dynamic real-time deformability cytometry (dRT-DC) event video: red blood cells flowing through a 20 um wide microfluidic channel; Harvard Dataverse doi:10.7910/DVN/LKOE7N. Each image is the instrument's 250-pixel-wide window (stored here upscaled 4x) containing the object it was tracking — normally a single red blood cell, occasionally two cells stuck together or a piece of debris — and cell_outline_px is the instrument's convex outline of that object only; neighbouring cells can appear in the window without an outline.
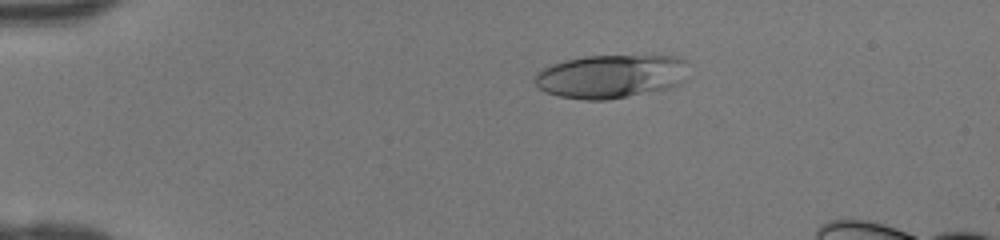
{"species": "human", "species_latin": "Homo sapiens", "temperature_condition": "room temperature", "stored_images_in_passage": 46, "camera_frame_rate_fps": 3000, "um_per_image_px": 0.085, "donor": {"sex": "female"}, "frame": {"image": 1, "passage_image": 10, "time_ms": 3.0, "image_size_px": [1000, 240], "cell_outline_px": [[688, 60], [684, 80], [680, 84], [672, 88], [628, 96], [604, 100], [584, 100], [560, 96], [544, 92], [536, 84], [536, 72], [552, 64], [564, 60], [584, 56], [680, 56]], "centroid_in_image_um": [51.96, 6.48], "position_along_channel_um": 33.0, "area_um2": 39.19}}
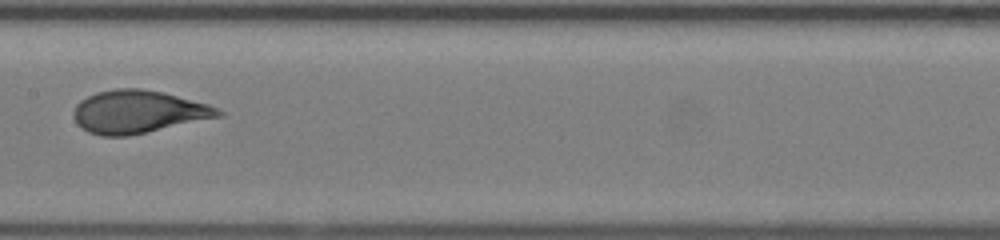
{"frame": {"image": 2, "passage_image": 25, "time_ms": 8.0, "image_size_px": [1000, 240], "cell_outline_px": [[224, 116], [128, 136], [100, 136], [88, 132], [76, 124], [72, 112], [76, 104], [80, 100], [96, 92], [116, 88], [140, 88], [164, 92], [208, 104], [224, 112]], "centroid_in_image_um": [11.73, 9.5], "position_along_channel_um": 195.7, "area_um2": 36.36}}
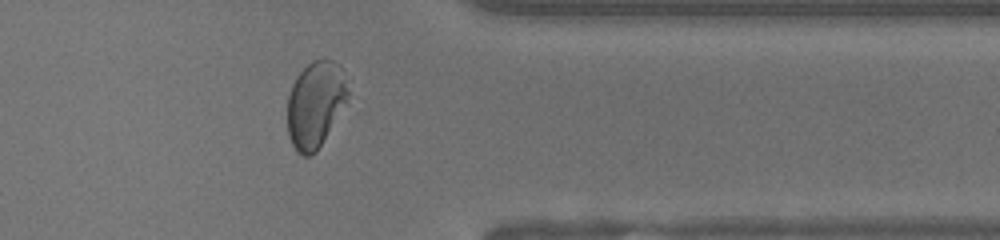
{"frame": {"image": 3, "passage_image": 38, "time_ms": 12.333, "image_size_px": [1000, 240], "cell_outline_px": [[352, 76], [348, 104], [316, 152], [312, 156], [304, 156], [296, 152], [288, 136], [288, 96], [292, 84], [296, 76], [312, 60], [332, 60], [340, 64]], "centroid_in_image_um": [26.91, 8.83], "position_along_channel_um": 384.5, "area_um2": 31.79}}